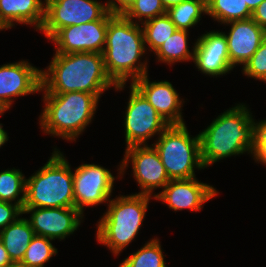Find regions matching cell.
<instances>
[{"label":"cell","instance_id":"17","mask_svg":"<svg viewBox=\"0 0 266 267\" xmlns=\"http://www.w3.org/2000/svg\"><path fill=\"white\" fill-rule=\"evenodd\" d=\"M148 75L145 74L135 80L132 85L169 125L185 124L182 116V107L185 99H181L176 88L168 80L151 82Z\"/></svg>","mask_w":266,"mask_h":267},{"label":"cell","instance_id":"21","mask_svg":"<svg viewBox=\"0 0 266 267\" xmlns=\"http://www.w3.org/2000/svg\"><path fill=\"white\" fill-rule=\"evenodd\" d=\"M189 31L177 29L155 52L154 55L160 63L172 67L175 63L193 61L196 40L189 46ZM189 48H192L191 50Z\"/></svg>","mask_w":266,"mask_h":267},{"label":"cell","instance_id":"13","mask_svg":"<svg viewBox=\"0 0 266 267\" xmlns=\"http://www.w3.org/2000/svg\"><path fill=\"white\" fill-rule=\"evenodd\" d=\"M41 90V68L25 60L0 65V107L8 111L19 96Z\"/></svg>","mask_w":266,"mask_h":267},{"label":"cell","instance_id":"16","mask_svg":"<svg viewBox=\"0 0 266 267\" xmlns=\"http://www.w3.org/2000/svg\"><path fill=\"white\" fill-rule=\"evenodd\" d=\"M193 63L200 73L213 78L225 76L233 71L223 31H206L200 37L198 36Z\"/></svg>","mask_w":266,"mask_h":267},{"label":"cell","instance_id":"33","mask_svg":"<svg viewBox=\"0 0 266 267\" xmlns=\"http://www.w3.org/2000/svg\"><path fill=\"white\" fill-rule=\"evenodd\" d=\"M252 19L266 31V0L254 10Z\"/></svg>","mask_w":266,"mask_h":267},{"label":"cell","instance_id":"10","mask_svg":"<svg viewBox=\"0 0 266 267\" xmlns=\"http://www.w3.org/2000/svg\"><path fill=\"white\" fill-rule=\"evenodd\" d=\"M124 115L126 147L148 145V140L159 136L169 124L146 98L131 84Z\"/></svg>","mask_w":266,"mask_h":267},{"label":"cell","instance_id":"37","mask_svg":"<svg viewBox=\"0 0 266 267\" xmlns=\"http://www.w3.org/2000/svg\"><path fill=\"white\" fill-rule=\"evenodd\" d=\"M183 0H161L162 5L167 10L168 8L181 3Z\"/></svg>","mask_w":266,"mask_h":267},{"label":"cell","instance_id":"9","mask_svg":"<svg viewBox=\"0 0 266 267\" xmlns=\"http://www.w3.org/2000/svg\"><path fill=\"white\" fill-rule=\"evenodd\" d=\"M108 12L99 0H45V18L40 33L50 40L60 29L100 20Z\"/></svg>","mask_w":266,"mask_h":267},{"label":"cell","instance_id":"23","mask_svg":"<svg viewBox=\"0 0 266 267\" xmlns=\"http://www.w3.org/2000/svg\"><path fill=\"white\" fill-rule=\"evenodd\" d=\"M207 15L221 25L252 18L245 0H207Z\"/></svg>","mask_w":266,"mask_h":267},{"label":"cell","instance_id":"34","mask_svg":"<svg viewBox=\"0 0 266 267\" xmlns=\"http://www.w3.org/2000/svg\"><path fill=\"white\" fill-rule=\"evenodd\" d=\"M13 262L9 254L7 253L2 241L0 240V267H7L11 265Z\"/></svg>","mask_w":266,"mask_h":267},{"label":"cell","instance_id":"39","mask_svg":"<svg viewBox=\"0 0 266 267\" xmlns=\"http://www.w3.org/2000/svg\"><path fill=\"white\" fill-rule=\"evenodd\" d=\"M6 112L3 108L0 107V115H3Z\"/></svg>","mask_w":266,"mask_h":267},{"label":"cell","instance_id":"4","mask_svg":"<svg viewBox=\"0 0 266 267\" xmlns=\"http://www.w3.org/2000/svg\"><path fill=\"white\" fill-rule=\"evenodd\" d=\"M102 94L77 91L43 94L45 105L38 122L43 133L76 142L92 123Z\"/></svg>","mask_w":266,"mask_h":267},{"label":"cell","instance_id":"3","mask_svg":"<svg viewBox=\"0 0 266 267\" xmlns=\"http://www.w3.org/2000/svg\"><path fill=\"white\" fill-rule=\"evenodd\" d=\"M102 54L106 72L116 85L126 84L128 80L132 84L148 74L147 58L142 62L143 56L148 54L142 27L123 14H113L109 18Z\"/></svg>","mask_w":266,"mask_h":267},{"label":"cell","instance_id":"20","mask_svg":"<svg viewBox=\"0 0 266 267\" xmlns=\"http://www.w3.org/2000/svg\"><path fill=\"white\" fill-rule=\"evenodd\" d=\"M34 236L28 218H23L22 215L0 231V240L13 263L22 261Z\"/></svg>","mask_w":266,"mask_h":267},{"label":"cell","instance_id":"22","mask_svg":"<svg viewBox=\"0 0 266 267\" xmlns=\"http://www.w3.org/2000/svg\"><path fill=\"white\" fill-rule=\"evenodd\" d=\"M173 24L180 30L194 28L207 15V0H183L166 10Z\"/></svg>","mask_w":266,"mask_h":267},{"label":"cell","instance_id":"18","mask_svg":"<svg viewBox=\"0 0 266 267\" xmlns=\"http://www.w3.org/2000/svg\"><path fill=\"white\" fill-rule=\"evenodd\" d=\"M223 25H230L228 33L224 32L230 64L233 68L240 65L243 67L266 38V31L252 18L235 20Z\"/></svg>","mask_w":266,"mask_h":267},{"label":"cell","instance_id":"25","mask_svg":"<svg viewBox=\"0 0 266 267\" xmlns=\"http://www.w3.org/2000/svg\"><path fill=\"white\" fill-rule=\"evenodd\" d=\"M141 27L146 51L153 53L177 30L166 13L142 23Z\"/></svg>","mask_w":266,"mask_h":267},{"label":"cell","instance_id":"12","mask_svg":"<svg viewBox=\"0 0 266 267\" xmlns=\"http://www.w3.org/2000/svg\"><path fill=\"white\" fill-rule=\"evenodd\" d=\"M112 15L108 11L100 20L60 29L50 39L52 44L54 42L55 53H103L108 20Z\"/></svg>","mask_w":266,"mask_h":267},{"label":"cell","instance_id":"14","mask_svg":"<svg viewBox=\"0 0 266 267\" xmlns=\"http://www.w3.org/2000/svg\"><path fill=\"white\" fill-rule=\"evenodd\" d=\"M23 214H31L28 221L34 234L50 239L64 240L80 227L83 214L75 207L23 208Z\"/></svg>","mask_w":266,"mask_h":267},{"label":"cell","instance_id":"28","mask_svg":"<svg viewBox=\"0 0 266 267\" xmlns=\"http://www.w3.org/2000/svg\"><path fill=\"white\" fill-rule=\"evenodd\" d=\"M165 13L161 0H136L123 15L136 24H142Z\"/></svg>","mask_w":266,"mask_h":267},{"label":"cell","instance_id":"6","mask_svg":"<svg viewBox=\"0 0 266 267\" xmlns=\"http://www.w3.org/2000/svg\"><path fill=\"white\" fill-rule=\"evenodd\" d=\"M60 149L26 179L23 208L74 207L73 169Z\"/></svg>","mask_w":266,"mask_h":267},{"label":"cell","instance_id":"27","mask_svg":"<svg viewBox=\"0 0 266 267\" xmlns=\"http://www.w3.org/2000/svg\"><path fill=\"white\" fill-rule=\"evenodd\" d=\"M53 239L35 235L25 252L21 263L27 267H44L58 253L51 243Z\"/></svg>","mask_w":266,"mask_h":267},{"label":"cell","instance_id":"35","mask_svg":"<svg viewBox=\"0 0 266 267\" xmlns=\"http://www.w3.org/2000/svg\"><path fill=\"white\" fill-rule=\"evenodd\" d=\"M9 140L8 133L4 130L3 124L0 123V148L6 144V142Z\"/></svg>","mask_w":266,"mask_h":267},{"label":"cell","instance_id":"29","mask_svg":"<svg viewBox=\"0 0 266 267\" xmlns=\"http://www.w3.org/2000/svg\"><path fill=\"white\" fill-rule=\"evenodd\" d=\"M241 68L243 75L247 76V78L250 77L266 83V38Z\"/></svg>","mask_w":266,"mask_h":267},{"label":"cell","instance_id":"26","mask_svg":"<svg viewBox=\"0 0 266 267\" xmlns=\"http://www.w3.org/2000/svg\"><path fill=\"white\" fill-rule=\"evenodd\" d=\"M158 237L152 238L140 249L124 258L118 267H168Z\"/></svg>","mask_w":266,"mask_h":267},{"label":"cell","instance_id":"5","mask_svg":"<svg viewBox=\"0 0 266 267\" xmlns=\"http://www.w3.org/2000/svg\"><path fill=\"white\" fill-rule=\"evenodd\" d=\"M114 198L109 200L106 212L97 222L95 239L117 257L135 240L143 226L149 202L154 197L132 193Z\"/></svg>","mask_w":266,"mask_h":267},{"label":"cell","instance_id":"1","mask_svg":"<svg viewBox=\"0 0 266 267\" xmlns=\"http://www.w3.org/2000/svg\"><path fill=\"white\" fill-rule=\"evenodd\" d=\"M112 87L123 91L126 84L116 85L110 79L102 53H54L46 69H41L42 94L103 93Z\"/></svg>","mask_w":266,"mask_h":267},{"label":"cell","instance_id":"38","mask_svg":"<svg viewBox=\"0 0 266 267\" xmlns=\"http://www.w3.org/2000/svg\"><path fill=\"white\" fill-rule=\"evenodd\" d=\"M7 267H27V266L22 264L21 262H18V263H12L11 265Z\"/></svg>","mask_w":266,"mask_h":267},{"label":"cell","instance_id":"32","mask_svg":"<svg viewBox=\"0 0 266 267\" xmlns=\"http://www.w3.org/2000/svg\"><path fill=\"white\" fill-rule=\"evenodd\" d=\"M136 0H107V9L112 14H124Z\"/></svg>","mask_w":266,"mask_h":267},{"label":"cell","instance_id":"7","mask_svg":"<svg viewBox=\"0 0 266 267\" xmlns=\"http://www.w3.org/2000/svg\"><path fill=\"white\" fill-rule=\"evenodd\" d=\"M191 136L186 124L169 125L152 144L170 180L191 179L195 169H204L199 134Z\"/></svg>","mask_w":266,"mask_h":267},{"label":"cell","instance_id":"2","mask_svg":"<svg viewBox=\"0 0 266 267\" xmlns=\"http://www.w3.org/2000/svg\"><path fill=\"white\" fill-rule=\"evenodd\" d=\"M253 116L246 104L237 103L199 132L204 168L231 156L251 155L256 120Z\"/></svg>","mask_w":266,"mask_h":267},{"label":"cell","instance_id":"36","mask_svg":"<svg viewBox=\"0 0 266 267\" xmlns=\"http://www.w3.org/2000/svg\"><path fill=\"white\" fill-rule=\"evenodd\" d=\"M264 0H245L249 10L253 13L254 10L263 2Z\"/></svg>","mask_w":266,"mask_h":267},{"label":"cell","instance_id":"19","mask_svg":"<svg viewBox=\"0 0 266 267\" xmlns=\"http://www.w3.org/2000/svg\"><path fill=\"white\" fill-rule=\"evenodd\" d=\"M45 18V0H0V27L13 28L15 24L42 28Z\"/></svg>","mask_w":266,"mask_h":267},{"label":"cell","instance_id":"11","mask_svg":"<svg viewBox=\"0 0 266 267\" xmlns=\"http://www.w3.org/2000/svg\"><path fill=\"white\" fill-rule=\"evenodd\" d=\"M121 160V177L129 167H132L133 178L141 189L138 194L155 197L156 189H163L170 181L159 153L151 145H135L125 148ZM153 194V195H152Z\"/></svg>","mask_w":266,"mask_h":267},{"label":"cell","instance_id":"30","mask_svg":"<svg viewBox=\"0 0 266 267\" xmlns=\"http://www.w3.org/2000/svg\"><path fill=\"white\" fill-rule=\"evenodd\" d=\"M259 121V122H258ZM255 121L253 160L266 166V119Z\"/></svg>","mask_w":266,"mask_h":267},{"label":"cell","instance_id":"15","mask_svg":"<svg viewBox=\"0 0 266 267\" xmlns=\"http://www.w3.org/2000/svg\"><path fill=\"white\" fill-rule=\"evenodd\" d=\"M218 193L213 185L198 181L197 177H194L170 180L154 199L162 201V204H166L170 210L176 212L184 209L197 212L202 210L207 201L217 197Z\"/></svg>","mask_w":266,"mask_h":267},{"label":"cell","instance_id":"8","mask_svg":"<svg viewBox=\"0 0 266 267\" xmlns=\"http://www.w3.org/2000/svg\"><path fill=\"white\" fill-rule=\"evenodd\" d=\"M118 176L96 163H82L73 172L74 207L84 215L85 207L108 204L112 197L115 180L121 176V163Z\"/></svg>","mask_w":266,"mask_h":267},{"label":"cell","instance_id":"31","mask_svg":"<svg viewBox=\"0 0 266 267\" xmlns=\"http://www.w3.org/2000/svg\"><path fill=\"white\" fill-rule=\"evenodd\" d=\"M23 215V210L16 204L0 201V231Z\"/></svg>","mask_w":266,"mask_h":267},{"label":"cell","instance_id":"24","mask_svg":"<svg viewBox=\"0 0 266 267\" xmlns=\"http://www.w3.org/2000/svg\"><path fill=\"white\" fill-rule=\"evenodd\" d=\"M26 178L22 170L7 168L0 172V201L10 202L23 209Z\"/></svg>","mask_w":266,"mask_h":267}]
</instances>
